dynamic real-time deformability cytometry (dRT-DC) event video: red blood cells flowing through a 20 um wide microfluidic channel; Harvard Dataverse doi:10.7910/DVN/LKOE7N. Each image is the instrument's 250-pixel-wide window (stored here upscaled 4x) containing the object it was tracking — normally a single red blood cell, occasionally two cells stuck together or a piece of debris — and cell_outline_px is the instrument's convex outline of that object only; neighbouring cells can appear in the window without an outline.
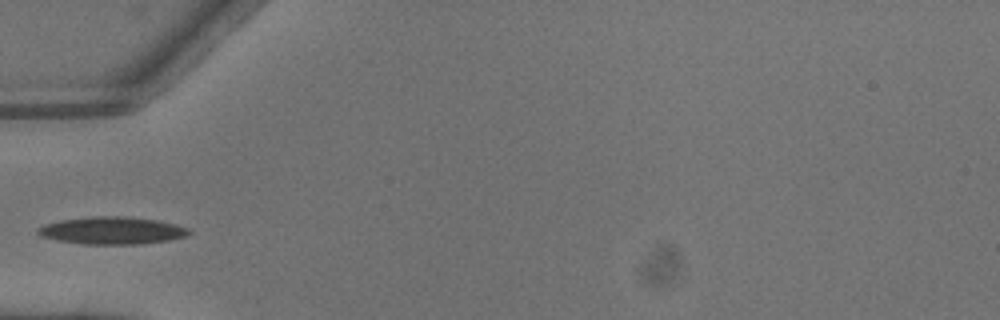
{"species": "common noctule bat (a hibernating species)", "species_latin": "Nyctalus noctula", "temperature_condition": "warm", "stored_images_in_passage": 2, "camera_frame_rate_fps": 3000, "um_per_image_px": 0.085, "animal": {"sex": "male", "body_mass_g": 13.3}, "frame": {"image": 1, "passage_image": 2, "time_ms": 0.333, "image_size_px": [1000, 320], "cell_outline_px": [[192, 232], [188, 236], [168, 240], [140, 244], [80, 244], [40, 236], [36, 232], [36, 228], [44, 224], [60, 220], [88, 216], [124, 216], [156, 220], [176, 224], [188, 228]], "centroid_in_image_um": [9.51, 19.59], "position_along_channel_um": 75.5, "area_um2": 24.28}}